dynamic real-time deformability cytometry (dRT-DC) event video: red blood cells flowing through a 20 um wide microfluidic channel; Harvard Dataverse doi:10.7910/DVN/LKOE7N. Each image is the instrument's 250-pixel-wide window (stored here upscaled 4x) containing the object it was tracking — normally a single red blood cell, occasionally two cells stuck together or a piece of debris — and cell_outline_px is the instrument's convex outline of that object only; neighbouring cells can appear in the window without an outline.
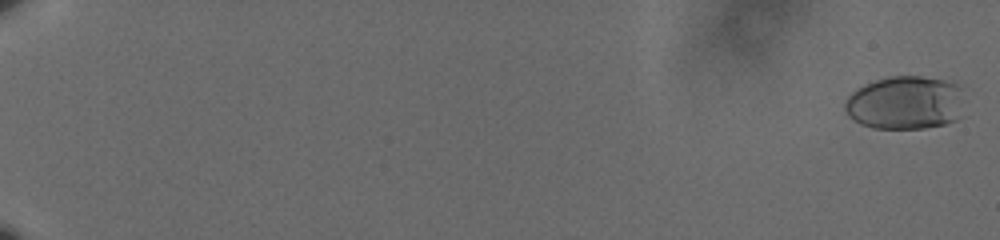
{"species": "human", "species_latin": "Homo sapiens", "temperature_condition": "cold", "stored_images_in_passage": 19, "camera_frame_rate_fps": 3000, "um_per_image_px": 0.085, "donor": {"sex": "male"}, "frame": {"image": 1, "passage_image": 2, "time_ms": 0.333, "image_size_px": [1000, 240], "cell_outline_px": [[960, 88], [956, 120], [944, 124], [924, 128], [872, 128], [860, 124], [848, 116], [844, 108], [844, 100], [856, 88], [876, 80], [888, 76], [920, 76], [956, 80]], "centroid_in_image_um": [76.87, 8.71], "position_along_channel_um": 8.1, "area_um2": 37.11}}